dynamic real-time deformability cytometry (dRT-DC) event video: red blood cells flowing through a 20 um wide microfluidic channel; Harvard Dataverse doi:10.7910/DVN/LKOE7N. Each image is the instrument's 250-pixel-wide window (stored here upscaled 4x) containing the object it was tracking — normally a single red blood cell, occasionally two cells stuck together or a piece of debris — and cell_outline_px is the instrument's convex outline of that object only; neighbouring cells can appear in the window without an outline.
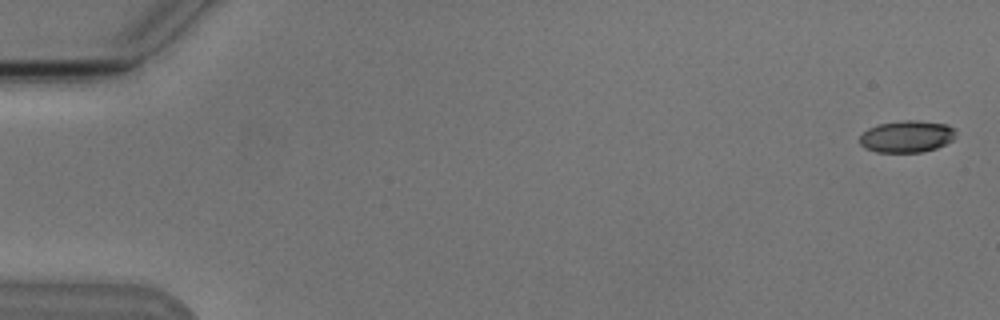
{"species": "Egyptian fruit bat (a non-hibernating species)", "species_latin": "Rousettus aegyptiacus", "temperature_condition": "cold", "stored_images_in_passage": 5, "camera_frame_rate_fps": 3000, "um_per_image_px": 0.085, "animal": {"sex": "male"}, "frame": {"image": 1, "passage_image": 1, "time_ms": 0.0, "image_size_px": [1000, 320], "cell_outline_px": [[956, 132], [952, 140], [936, 148], [920, 152], [876, 152], [864, 148], [860, 144], [860, 136], [868, 128], [880, 124], [904, 120], [916, 120], [948, 124], [956, 128]], "centroid_in_image_um": [77.09, 11.59], "position_along_channel_um": 7.9, "area_um2": 17.86}}